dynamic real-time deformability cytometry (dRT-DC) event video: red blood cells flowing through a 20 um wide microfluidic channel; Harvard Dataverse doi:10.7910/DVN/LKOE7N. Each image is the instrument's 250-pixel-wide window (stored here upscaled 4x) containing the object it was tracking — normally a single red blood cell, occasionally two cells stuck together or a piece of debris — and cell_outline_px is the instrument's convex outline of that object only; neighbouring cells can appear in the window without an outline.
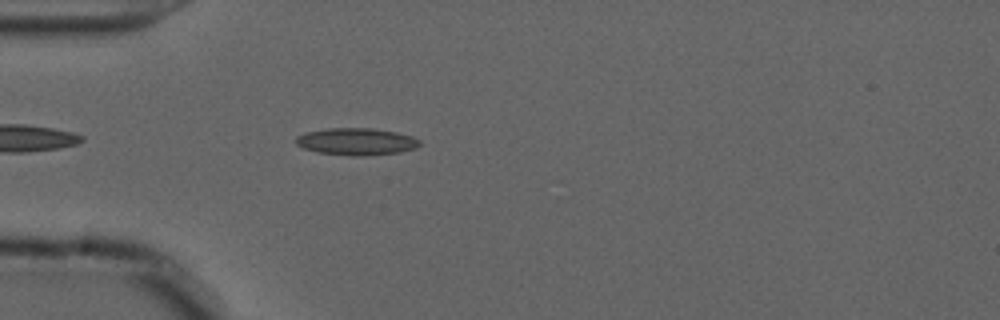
{"species": "common noctule bat (a hibernating species)", "species_latin": "Nyctalus noctula", "temperature_condition": "cold", "stored_images_in_passage": 33, "camera_frame_rate_fps": 3000, "um_per_image_px": 0.085, "animal": {"sex": "male", "forearm_length_mm": 52.5}, "frame": {"image": 1, "passage_image": 5, "time_ms": 1.333, "image_size_px": [1000, 320], "cell_outline_px": [[420, 144], [416, 148], [400, 152], [364, 156], [352, 156], [316, 152], [304, 148], [296, 144], [296, 136], [304, 132], [328, 128], [372, 128], [396, 132], [412, 136], [420, 140]], "centroid_in_image_um": [30.28, 12.03], "position_along_channel_um": 54.7, "area_um2": 19.65}}
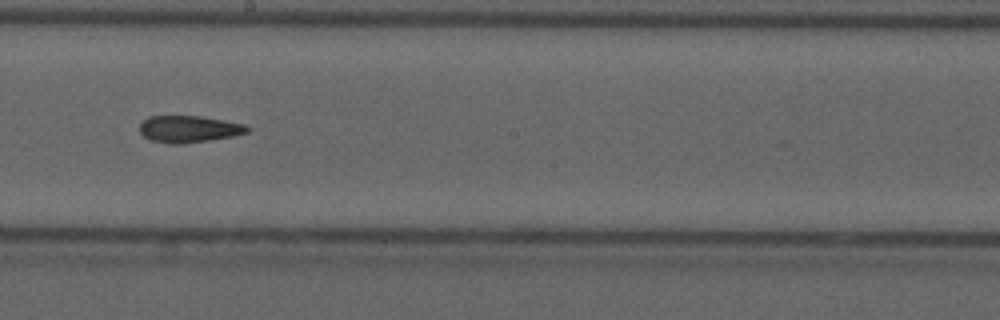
{"frame": {"image": 2, "passage_image": 20, "time_ms": 6.333, "image_size_px": [1000, 320], "cell_outline_px": [[252, 128], [248, 132], [232, 136], [208, 140], [180, 144], [172, 144], [148, 140], [140, 132], [140, 124], [148, 116], [200, 116], [244, 124]], "centroid_in_image_um": [16.04, 10.97], "position_along_channel_um": 232.2, "area_um2": 16.76}}
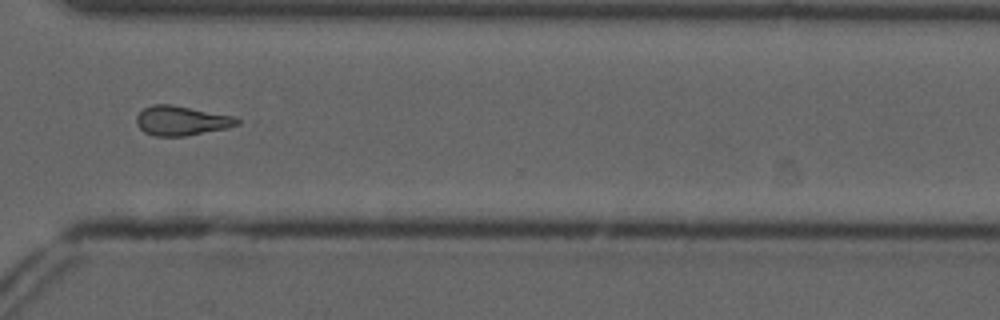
{"frame": {"image": 3, "passage_image": 30, "time_ms": 9.667, "image_size_px": [1000, 320], "cell_outline_px": [[244, 120], [240, 124], [228, 128], [184, 136], [156, 136], [144, 132], [136, 124], [136, 116], [144, 108], [152, 104], [172, 104], [236, 116]], "centroid_in_image_um": [15.48, 10.25], "position_along_channel_um": 355.1, "area_um2": 17.63}, "authors_computed_cell_mechanics": {"area_um2": 17.3978, "velocity_mm_per_s": 3.6931, "shape_relaxation_time_tau1_ms": null, "shape_relaxation_time_tau2_ms": 4.4499, "deformation_change_tau1": null, "deformation_change_tau2": 0.1286}}